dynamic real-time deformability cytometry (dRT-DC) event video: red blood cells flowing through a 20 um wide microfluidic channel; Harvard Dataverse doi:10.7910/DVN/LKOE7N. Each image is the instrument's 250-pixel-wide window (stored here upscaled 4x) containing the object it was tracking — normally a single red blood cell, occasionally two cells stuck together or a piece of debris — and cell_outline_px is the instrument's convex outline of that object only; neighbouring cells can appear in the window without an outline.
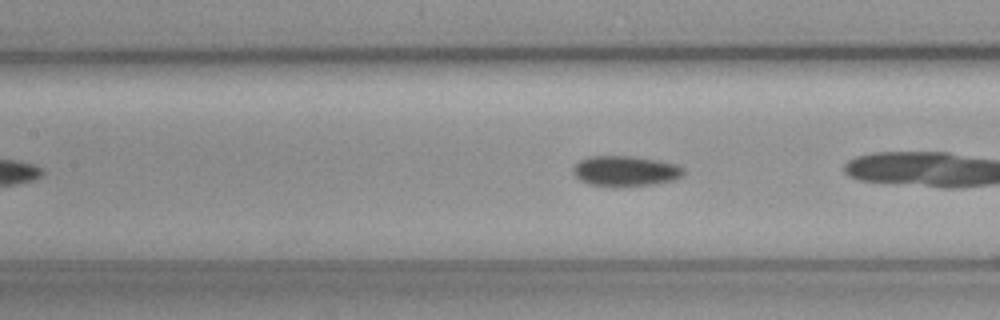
{"species": "common noctule bat (a hibernating species)", "species_latin": "Nyctalus noctula", "temperature_condition": "cold", "stored_images_in_passage": 13, "camera_frame_rate_fps": 3000, "um_per_image_px": 0.085, "animal": {"sex": "female", "body_mass_g": 19.3, "forearm_length_mm": 54.1}, "frame": {"image": 1, "passage_image": 6, "time_ms": 1.667, "image_size_px": [1000, 320], "cell_outline_px": [[684, 176], [672, 180], [656, 184], [620, 188], [588, 184], [580, 180], [572, 172], [572, 168], [580, 160], [588, 156], [632, 156], [660, 160], [676, 164], [684, 168]], "centroid_in_image_um": [53.17, 14.55], "position_along_channel_um": 154.2, "area_um2": 20.06}}